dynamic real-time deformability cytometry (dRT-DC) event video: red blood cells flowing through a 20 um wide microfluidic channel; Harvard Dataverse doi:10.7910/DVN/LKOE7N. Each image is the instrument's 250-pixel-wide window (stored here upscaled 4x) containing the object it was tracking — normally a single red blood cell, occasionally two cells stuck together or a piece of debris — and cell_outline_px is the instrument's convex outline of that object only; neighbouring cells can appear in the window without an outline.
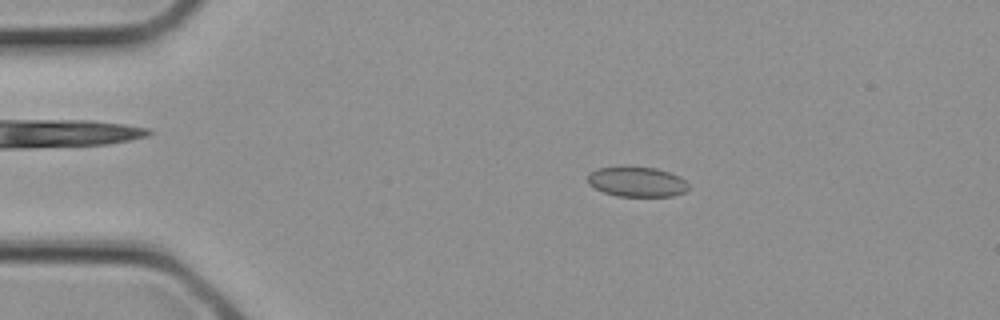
{"species": "common noctule bat (a hibernating species)", "species_latin": "Nyctalus noctula", "temperature_condition": "cold", "stored_images_in_passage": 2, "camera_frame_rate_fps": 3000, "um_per_image_px": 0.085, "animal": {"sex": "female", "body_mass_g": 21.9}, "frame": {"image": 1, "passage_image": 1, "time_ms": 0.0, "image_size_px": [1000, 320], "cell_outline_px": [[688, 188], [684, 192], [672, 196], [616, 196], [604, 192], [588, 184], [588, 172], [596, 168], [620, 164], [624, 164], [656, 168], [680, 176], [688, 184]], "centroid_in_image_um": [54.08, 15.4], "position_along_channel_um": 30.9, "area_um2": 18.21}}
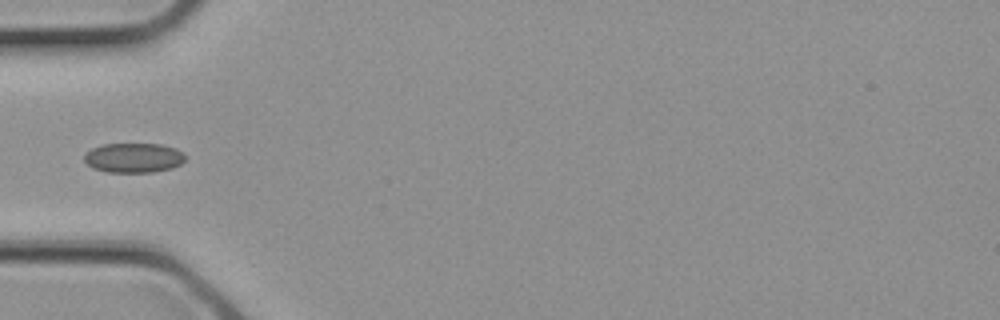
{"frame": {"image": 2, "passage_image": 2, "time_ms": 0.333, "image_size_px": [1000, 320], "cell_outline_px": [[184, 160], [180, 164], [172, 168], [152, 172], [108, 172], [92, 168], [84, 160], [84, 152], [100, 144], [160, 144], [176, 148], [184, 152]], "centroid_in_image_um": [11.33, 13.4], "position_along_channel_um": 73.7, "area_um2": 17.57}}